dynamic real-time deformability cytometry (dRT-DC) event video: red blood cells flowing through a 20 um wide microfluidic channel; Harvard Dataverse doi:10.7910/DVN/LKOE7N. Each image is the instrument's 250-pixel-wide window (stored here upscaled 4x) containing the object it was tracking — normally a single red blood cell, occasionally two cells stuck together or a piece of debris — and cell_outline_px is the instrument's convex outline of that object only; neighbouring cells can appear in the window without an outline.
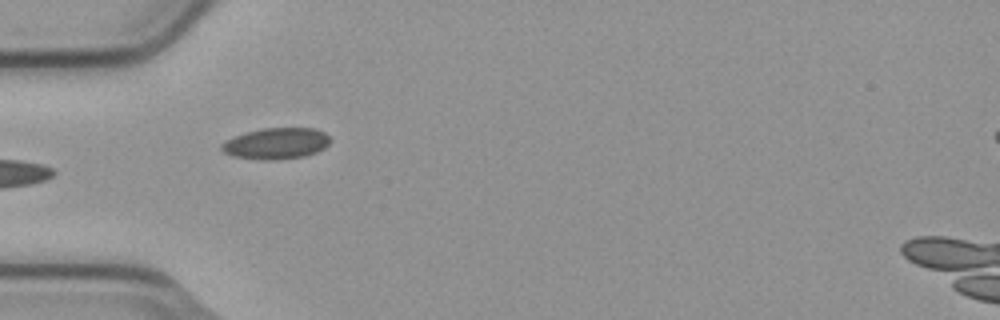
{"species": "common noctule bat (a hibernating species)", "species_latin": "Nyctalus noctula", "temperature_condition": "cold", "stored_images_in_passage": 4, "camera_frame_rate_fps": 3000, "um_per_image_px": 0.085, "animal": {"sex": "male", "body_mass_g": 23.1, "forearm_length_mm": 52.7}, "frame": {"image": 1, "passage_image": 3, "time_ms": 0.667, "image_size_px": [1000, 320], "cell_outline_px": [[332, 140], [324, 148], [316, 152], [304, 156], [272, 160], [260, 160], [232, 156], [224, 152], [220, 148], [220, 144], [244, 132], [264, 128], [316, 128], [324, 132]], "centroid_in_image_um": [23.48, 12.19], "position_along_channel_um": 61.5, "area_um2": 19.77}}
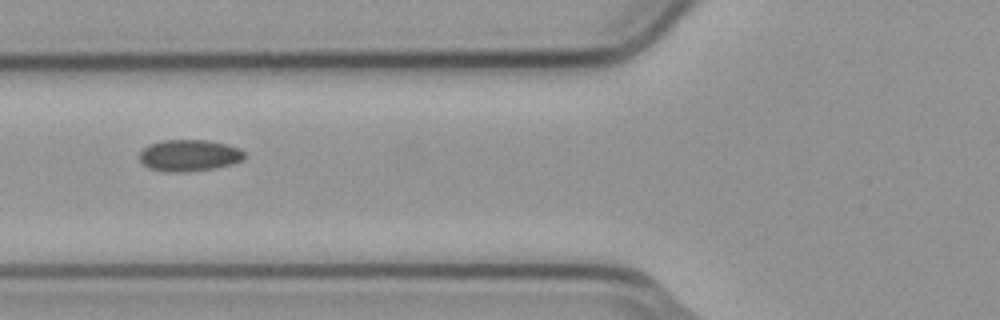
{"frame": {"image": 2, "passage_image": 4, "time_ms": 1.0, "image_size_px": [1000, 320], "cell_outline_px": [[244, 156], [240, 160], [232, 164], [216, 168], [188, 172], [164, 172], [148, 168], [140, 160], [140, 152], [144, 148], [160, 140], [208, 140], [228, 144], [240, 148], [244, 152]], "centroid_in_image_um": [16.08, 13.22], "position_along_channel_um": 109.7, "area_um2": 19.42}}